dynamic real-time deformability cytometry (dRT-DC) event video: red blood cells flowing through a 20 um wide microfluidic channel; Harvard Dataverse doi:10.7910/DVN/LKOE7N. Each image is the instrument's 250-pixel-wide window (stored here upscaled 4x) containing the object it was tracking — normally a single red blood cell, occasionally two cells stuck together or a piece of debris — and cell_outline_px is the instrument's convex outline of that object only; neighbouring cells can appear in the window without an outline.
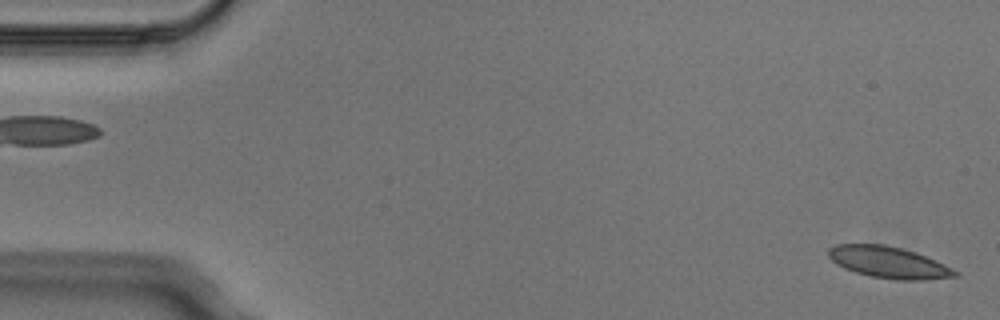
{"species": "Egyptian fruit bat (a non-hibernating species)", "species_latin": "Rousettus aegyptiacus", "temperature_condition": "cold", "stored_images_in_passage": 5, "camera_frame_rate_fps": 3000, "um_per_image_px": 0.085, "animal": {"sex": "male"}, "frame": {"image": 1, "passage_image": 1, "time_ms": 0.0, "image_size_px": [1000, 320], "cell_outline_px": [[960, 276], [924, 280], [896, 280], [868, 276], [844, 268], [836, 264], [828, 256], [828, 248], [836, 244], [884, 244], [916, 252], [936, 260], [960, 272]], "centroid_in_image_um": [75.55, 22.31], "position_along_channel_um": 9.4, "area_um2": 23.47}}
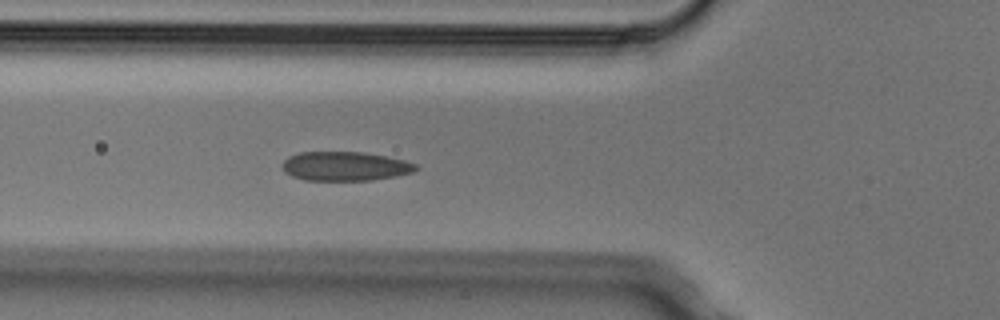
{"frame": {"image": 2, "passage_image": 5, "time_ms": 1.333, "image_size_px": [1000, 320], "cell_outline_px": [[420, 168], [412, 172], [396, 176], [372, 180], [304, 180], [292, 176], [284, 172], [284, 160], [288, 156], [300, 152], [364, 152], [404, 160], [416, 164]], "centroid_in_image_um": [29.34, 14.13], "position_along_channel_um": 96.5, "area_um2": 22.6}}